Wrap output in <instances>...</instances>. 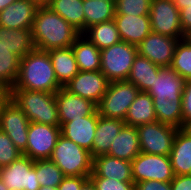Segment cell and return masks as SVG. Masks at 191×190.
<instances>
[{
    "label": "cell",
    "instance_id": "obj_26",
    "mask_svg": "<svg viewBox=\"0 0 191 190\" xmlns=\"http://www.w3.org/2000/svg\"><path fill=\"white\" fill-rule=\"evenodd\" d=\"M79 71H98L101 67L100 50L82 33L72 44Z\"/></svg>",
    "mask_w": 191,
    "mask_h": 190
},
{
    "label": "cell",
    "instance_id": "obj_12",
    "mask_svg": "<svg viewBox=\"0 0 191 190\" xmlns=\"http://www.w3.org/2000/svg\"><path fill=\"white\" fill-rule=\"evenodd\" d=\"M30 121L23 111L9 98L0 108V130L5 132L16 148L23 153L28 141Z\"/></svg>",
    "mask_w": 191,
    "mask_h": 190
},
{
    "label": "cell",
    "instance_id": "obj_16",
    "mask_svg": "<svg viewBox=\"0 0 191 190\" xmlns=\"http://www.w3.org/2000/svg\"><path fill=\"white\" fill-rule=\"evenodd\" d=\"M58 107L59 126L74 119L93 115L97 111V105L92 101L71 94L64 87L55 93Z\"/></svg>",
    "mask_w": 191,
    "mask_h": 190
},
{
    "label": "cell",
    "instance_id": "obj_14",
    "mask_svg": "<svg viewBox=\"0 0 191 190\" xmlns=\"http://www.w3.org/2000/svg\"><path fill=\"white\" fill-rule=\"evenodd\" d=\"M179 38H172L151 31L137 46L138 55L160 67H170Z\"/></svg>",
    "mask_w": 191,
    "mask_h": 190
},
{
    "label": "cell",
    "instance_id": "obj_22",
    "mask_svg": "<svg viewBox=\"0 0 191 190\" xmlns=\"http://www.w3.org/2000/svg\"><path fill=\"white\" fill-rule=\"evenodd\" d=\"M141 152L136 127L124 125L107 155L131 162Z\"/></svg>",
    "mask_w": 191,
    "mask_h": 190
},
{
    "label": "cell",
    "instance_id": "obj_46",
    "mask_svg": "<svg viewBox=\"0 0 191 190\" xmlns=\"http://www.w3.org/2000/svg\"><path fill=\"white\" fill-rule=\"evenodd\" d=\"M17 0H0V11L4 10L9 4Z\"/></svg>",
    "mask_w": 191,
    "mask_h": 190
},
{
    "label": "cell",
    "instance_id": "obj_49",
    "mask_svg": "<svg viewBox=\"0 0 191 190\" xmlns=\"http://www.w3.org/2000/svg\"><path fill=\"white\" fill-rule=\"evenodd\" d=\"M38 190H58V189L54 187L41 186Z\"/></svg>",
    "mask_w": 191,
    "mask_h": 190
},
{
    "label": "cell",
    "instance_id": "obj_43",
    "mask_svg": "<svg viewBox=\"0 0 191 190\" xmlns=\"http://www.w3.org/2000/svg\"><path fill=\"white\" fill-rule=\"evenodd\" d=\"M10 98V91L0 83V104H4Z\"/></svg>",
    "mask_w": 191,
    "mask_h": 190
},
{
    "label": "cell",
    "instance_id": "obj_35",
    "mask_svg": "<svg viewBox=\"0 0 191 190\" xmlns=\"http://www.w3.org/2000/svg\"><path fill=\"white\" fill-rule=\"evenodd\" d=\"M152 0H116L115 15H149Z\"/></svg>",
    "mask_w": 191,
    "mask_h": 190
},
{
    "label": "cell",
    "instance_id": "obj_18",
    "mask_svg": "<svg viewBox=\"0 0 191 190\" xmlns=\"http://www.w3.org/2000/svg\"><path fill=\"white\" fill-rule=\"evenodd\" d=\"M38 6L30 0H17L0 11V27L32 29Z\"/></svg>",
    "mask_w": 191,
    "mask_h": 190
},
{
    "label": "cell",
    "instance_id": "obj_32",
    "mask_svg": "<svg viewBox=\"0 0 191 190\" xmlns=\"http://www.w3.org/2000/svg\"><path fill=\"white\" fill-rule=\"evenodd\" d=\"M21 58L0 43V83L9 91L13 88L19 74Z\"/></svg>",
    "mask_w": 191,
    "mask_h": 190
},
{
    "label": "cell",
    "instance_id": "obj_44",
    "mask_svg": "<svg viewBox=\"0 0 191 190\" xmlns=\"http://www.w3.org/2000/svg\"><path fill=\"white\" fill-rule=\"evenodd\" d=\"M173 1L179 12L182 10V4H191V0H173Z\"/></svg>",
    "mask_w": 191,
    "mask_h": 190
},
{
    "label": "cell",
    "instance_id": "obj_5",
    "mask_svg": "<svg viewBox=\"0 0 191 190\" xmlns=\"http://www.w3.org/2000/svg\"><path fill=\"white\" fill-rule=\"evenodd\" d=\"M50 160L62 170L64 176L90 177L92 173L91 153L62 135L58 138Z\"/></svg>",
    "mask_w": 191,
    "mask_h": 190
},
{
    "label": "cell",
    "instance_id": "obj_10",
    "mask_svg": "<svg viewBox=\"0 0 191 190\" xmlns=\"http://www.w3.org/2000/svg\"><path fill=\"white\" fill-rule=\"evenodd\" d=\"M153 32L172 38L185 39L180 12L173 0H152L149 12Z\"/></svg>",
    "mask_w": 191,
    "mask_h": 190
},
{
    "label": "cell",
    "instance_id": "obj_34",
    "mask_svg": "<svg viewBox=\"0 0 191 190\" xmlns=\"http://www.w3.org/2000/svg\"><path fill=\"white\" fill-rule=\"evenodd\" d=\"M33 167L40 186L57 188L65 177L62 170L50 159L35 160Z\"/></svg>",
    "mask_w": 191,
    "mask_h": 190
},
{
    "label": "cell",
    "instance_id": "obj_3",
    "mask_svg": "<svg viewBox=\"0 0 191 190\" xmlns=\"http://www.w3.org/2000/svg\"><path fill=\"white\" fill-rule=\"evenodd\" d=\"M58 83L48 51L34 49L21 58L18 78L11 90L56 93Z\"/></svg>",
    "mask_w": 191,
    "mask_h": 190
},
{
    "label": "cell",
    "instance_id": "obj_24",
    "mask_svg": "<svg viewBox=\"0 0 191 190\" xmlns=\"http://www.w3.org/2000/svg\"><path fill=\"white\" fill-rule=\"evenodd\" d=\"M58 83L65 87L78 73L72 47L48 50Z\"/></svg>",
    "mask_w": 191,
    "mask_h": 190
},
{
    "label": "cell",
    "instance_id": "obj_4",
    "mask_svg": "<svg viewBox=\"0 0 191 190\" xmlns=\"http://www.w3.org/2000/svg\"><path fill=\"white\" fill-rule=\"evenodd\" d=\"M10 98L30 122L59 126L58 107L54 93L10 90Z\"/></svg>",
    "mask_w": 191,
    "mask_h": 190
},
{
    "label": "cell",
    "instance_id": "obj_30",
    "mask_svg": "<svg viewBox=\"0 0 191 190\" xmlns=\"http://www.w3.org/2000/svg\"><path fill=\"white\" fill-rule=\"evenodd\" d=\"M115 2L106 0H83L85 16V31L96 24L113 20L115 17Z\"/></svg>",
    "mask_w": 191,
    "mask_h": 190
},
{
    "label": "cell",
    "instance_id": "obj_9",
    "mask_svg": "<svg viewBox=\"0 0 191 190\" xmlns=\"http://www.w3.org/2000/svg\"><path fill=\"white\" fill-rule=\"evenodd\" d=\"M136 129L142 153L170 155L178 128L156 121Z\"/></svg>",
    "mask_w": 191,
    "mask_h": 190
},
{
    "label": "cell",
    "instance_id": "obj_37",
    "mask_svg": "<svg viewBox=\"0 0 191 190\" xmlns=\"http://www.w3.org/2000/svg\"><path fill=\"white\" fill-rule=\"evenodd\" d=\"M96 190H135L134 181H118L110 178L89 177Z\"/></svg>",
    "mask_w": 191,
    "mask_h": 190
},
{
    "label": "cell",
    "instance_id": "obj_45",
    "mask_svg": "<svg viewBox=\"0 0 191 190\" xmlns=\"http://www.w3.org/2000/svg\"><path fill=\"white\" fill-rule=\"evenodd\" d=\"M35 3L38 7L48 6L51 0H30Z\"/></svg>",
    "mask_w": 191,
    "mask_h": 190
},
{
    "label": "cell",
    "instance_id": "obj_31",
    "mask_svg": "<svg viewBox=\"0 0 191 190\" xmlns=\"http://www.w3.org/2000/svg\"><path fill=\"white\" fill-rule=\"evenodd\" d=\"M99 50L121 41L114 19L89 27L84 33Z\"/></svg>",
    "mask_w": 191,
    "mask_h": 190
},
{
    "label": "cell",
    "instance_id": "obj_33",
    "mask_svg": "<svg viewBox=\"0 0 191 190\" xmlns=\"http://www.w3.org/2000/svg\"><path fill=\"white\" fill-rule=\"evenodd\" d=\"M170 67L185 81H191V41L188 38L178 41Z\"/></svg>",
    "mask_w": 191,
    "mask_h": 190
},
{
    "label": "cell",
    "instance_id": "obj_11",
    "mask_svg": "<svg viewBox=\"0 0 191 190\" xmlns=\"http://www.w3.org/2000/svg\"><path fill=\"white\" fill-rule=\"evenodd\" d=\"M60 135V126L30 122L26 150L22 154L34 161L50 159Z\"/></svg>",
    "mask_w": 191,
    "mask_h": 190
},
{
    "label": "cell",
    "instance_id": "obj_17",
    "mask_svg": "<svg viewBox=\"0 0 191 190\" xmlns=\"http://www.w3.org/2000/svg\"><path fill=\"white\" fill-rule=\"evenodd\" d=\"M97 123L98 111L93 115H88L81 119L78 118L74 119V121L64 123L60 126L61 135L89 151L92 156V146Z\"/></svg>",
    "mask_w": 191,
    "mask_h": 190
},
{
    "label": "cell",
    "instance_id": "obj_39",
    "mask_svg": "<svg viewBox=\"0 0 191 190\" xmlns=\"http://www.w3.org/2000/svg\"><path fill=\"white\" fill-rule=\"evenodd\" d=\"M183 125L191 121V81H186L182 93Z\"/></svg>",
    "mask_w": 191,
    "mask_h": 190
},
{
    "label": "cell",
    "instance_id": "obj_21",
    "mask_svg": "<svg viewBox=\"0 0 191 190\" xmlns=\"http://www.w3.org/2000/svg\"><path fill=\"white\" fill-rule=\"evenodd\" d=\"M124 125L123 120L102 117L98 113V123L92 146L93 158L108 154L111 144Z\"/></svg>",
    "mask_w": 191,
    "mask_h": 190
},
{
    "label": "cell",
    "instance_id": "obj_15",
    "mask_svg": "<svg viewBox=\"0 0 191 190\" xmlns=\"http://www.w3.org/2000/svg\"><path fill=\"white\" fill-rule=\"evenodd\" d=\"M108 79L98 71H79V73L64 87L71 94L80 96L99 104L107 91Z\"/></svg>",
    "mask_w": 191,
    "mask_h": 190
},
{
    "label": "cell",
    "instance_id": "obj_2",
    "mask_svg": "<svg viewBox=\"0 0 191 190\" xmlns=\"http://www.w3.org/2000/svg\"><path fill=\"white\" fill-rule=\"evenodd\" d=\"M31 31L35 48L43 51L71 47L81 34L48 6L37 8Z\"/></svg>",
    "mask_w": 191,
    "mask_h": 190
},
{
    "label": "cell",
    "instance_id": "obj_41",
    "mask_svg": "<svg viewBox=\"0 0 191 190\" xmlns=\"http://www.w3.org/2000/svg\"><path fill=\"white\" fill-rule=\"evenodd\" d=\"M135 190H172L170 182L147 180L135 183Z\"/></svg>",
    "mask_w": 191,
    "mask_h": 190
},
{
    "label": "cell",
    "instance_id": "obj_6",
    "mask_svg": "<svg viewBox=\"0 0 191 190\" xmlns=\"http://www.w3.org/2000/svg\"><path fill=\"white\" fill-rule=\"evenodd\" d=\"M100 54V71L108 81H127L138 50L137 46L120 41L100 50Z\"/></svg>",
    "mask_w": 191,
    "mask_h": 190
},
{
    "label": "cell",
    "instance_id": "obj_20",
    "mask_svg": "<svg viewBox=\"0 0 191 190\" xmlns=\"http://www.w3.org/2000/svg\"><path fill=\"white\" fill-rule=\"evenodd\" d=\"M90 177L110 178L118 181H133L131 162L109 155L94 157Z\"/></svg>",
    "mask_w": 191,
    "mask_h": 190
},
{
    "label": "cell",
    "instance_id": "obj_28",
    "mask_svg": "<svg viewBox=\"0 0 191 190\" xmlns=\"http://www.w3.org/2000/svg\"><path fill=\"white\" fill-rule=\"evenodd\" d=\"M160 66L155 65L149 59L137 55L133 61L127 81L133 83L140 92H147L157 78Z\"/></svg>",
    "mask_w": 191,
    "mask_h": 190
},
{
    "label": "cell",
    "instance_id": "obj_48",
    "mask_svg": "<svg viewBox=\"0 0 191 190\" xmlns=\"http://www.w3.org/2000/svg\"><path fill=\"white\" fill-rule=\"evenodd\" d=\"M182 129L191 136V121L186 122Z\"/></svg>",
    "mask_w": 191,
    "mask_h": 190
},
{
    "label": "cell",
    "instance_id": "obj_1",
    "mask_svg": "<svg viewBox=\"0 0 191 190\" xmlns=\"http://www.w3.org/2000/svg\"><path fill=\"white\" fill-rule=\"evenodd\" d=\"M185 80L171 67H160L147 93L153 98L157 121L183 128L182 93Z\"/></svg>",
    "mask_w": 191,
    "mask_h": 190
},
{
    "label": "cell",
    "instance_id": "obj_27",
    "mask_svg": "<svg viewBox=\"0 0 191 190\" xmlns=\"http://www.w3.org/2000/svg\"><path fill=\"white\" fill-rule=\"evenodd\" d=\"M0 43L20 58L35 49L31 29H8L0 27Z\"/></svg>",
    "mask_w": 191,
    "mask_h": 190
},
{
    "label": "cell",
    "instance_id": "obj_23",
    "mask_svg": "<svg viewBox=\"0 0 191 190\" xmlns=\"http://www.w3.org/2000/svg\"><path fill=\"white\" fill-rule=\"evenodd\" d=\"M169 156L175 175H191V136L182 128L176 132Z\"/></svg>",
    "mask_w": 191,
    "mask_h": 190
},
{
    "label": "cell",
    "instance_id": "obj_36",
    "mask_svg": "<svg viewBox=\"0 0 191 190\" xmlns=\"http://www.w3.org/2000/svg\"><path fill=\"white\" fill-rule=\"evenodd\" d=\"M23 155L11 141L10 137L0 130V168L10 165Z\"/></svg>",
    "mask_w": 191,
    "mask_h": 190
},
{
    "label": "cell",
    "instance_id": "obj_13",
    "mask_svg": "<svg viewBox=\"0 0 191 190\" xmlns=\"http://www.w3.org/2000/svg\"><path fill=\"white\" fill-rule=\"evenodd\" d=\"M34 160L21 155L10 165L0 168V179L9 188L20 190H38L41 186L33 167Z\"/></svg>",
    "mask_w": 191,
    "mask_h": 190
},
{
    "label": "cell",
    "instance_id": "obj_19",
    "mask_svg": "<svg viewBox=\"0 0 191 190\" xmlns=\"http://www.w3.org/2000/svg\"><path fill=\"white\" fill-rule=\"evenodd\" d=\"M121 41L138 46L152 31L149 15H115Z\"/></svg>",
    "mask_w": 191,
    "mask_h": 190
},
{
    "label": "cell",
    "instance_id": "obj_50",
    "mask_svg": "<svg viewBox=\"0 0 191 190\" xmlns=\"http://www.w3.org/2000/svg\"><path fill=\"white\" fill-rule=\"evenodd\" d=\"M0 190H9V188L0 179Z\"/></svg>",
    "mask_w": 191,
    "mask_h": 190
},
{
    "label": "cell",
    "instance_id": "obj_47",
    "mask_svg": "<svg viewBox=\"0 0 191 190\" xmlns=\"http://www.w3.org/2000/svg\"><path fill=\"white\" fill-rule=\"evenodd\" d=\"M80 190H96V188L89 180Z\"/></svg>",
    "mask_w": 191,
    "mask_h": 190
},
{
    "label": "cell",
    "instance_id": "obj_8",
    "mask_svg": "<svg viewBox=\"0 0 191 190\" xmlns=\"http://www.w3.org/2000/svg\"><path fill=\"white\" fill-rule=\"evenodd\" d=\"M134 183L147 180L171 182L175 177L169 155H157L140 152L131 161Z\"/></svg>",
    "mask_w": 191,
    "mask_h": 190
},
{
    "label": "cell",
    "instance_id": "obj_29",
    "mask_svg": "<svg viewBox=\"0 0 191 190\" xmlns=\"http://www.w3.org/2000/svg\"><path fill=\"white\" fill-rule=\"evenodd\" d=\"M48 7L80 33L85 32V16L83 0H51Z\"/></svg>",
    "mask_w": 191,
    "mask_h": 190
},
{
    "label": "cell",
    "instance_id": "obj_42",
    "mask_svg": "<svg viewBox=\"0 0 191 190\" xmlns=\"http://www.w3.org/2000/svg\"><path fill=\"white\" fill-rule=\"evenodd\" d=\"M170 183L172 190H191V175H175Z\"/></svg>",
    "mask_w": 191,
    "mask_h": 190
},
{
    "label": "cell",
    "instance_id": "obj_25",
    "mask_svg": "<svg viewBox=\"0 0 191 190\" xmlns=\"http://www.w3.org/2000/svg\"><path fill=\"white\" fill-rule=\"evenodd\" d=\"M156 121L153 98L147 92H139L128 108L124 119L125 125L138 127Z\"/></svg>",
    "mask_w": 191,
    "mask_h": 190
},
{
    "label": "cell",
    "instance_id": "obj_38",
    "mask_svg": "<svg viewBox=\"0 0 191 190\" xmlns=\"http://www.w3.org/2000/svg\"><path fill=\"white\" fill-rule=\"evenodd\" d=\"M89 177L65 176L57 187L58 190H80L87 182Z\"/></svg>",
    "mask_w": 191,
    "mask_h": 190
},
{
    "label": "cell",
    "instance_id": "obj_7",
    "mask_svg": "<svg viewBox=\"0 0 191 190\" xmlns=\"http://www.w3.org/2000/svg\"><path fill=\"white\" fill-rule=\"evenodd\" d=\"M139 92L140 90L128 81L109 82L106 93L97 105L99 115L124 121L128 108Z\"/></svg>",
    "mask_w": 191,
    "mask_h": 190
},
{
    "label": "cell",
    "instance_id": "obj_40",
    "mask_svg": "<svg viewBox=\"0 0 191 190\" xmlns=\"http://www.w3.org/2000/svg\"><path fill=\"white\" fill-rule=\"evenodd\" d=\"M180 22L183 34L187 38L191 35V4H182Z\"/></svg>",
    "mask_w": 191,
    "mask_h": 190
}]
</instances>
